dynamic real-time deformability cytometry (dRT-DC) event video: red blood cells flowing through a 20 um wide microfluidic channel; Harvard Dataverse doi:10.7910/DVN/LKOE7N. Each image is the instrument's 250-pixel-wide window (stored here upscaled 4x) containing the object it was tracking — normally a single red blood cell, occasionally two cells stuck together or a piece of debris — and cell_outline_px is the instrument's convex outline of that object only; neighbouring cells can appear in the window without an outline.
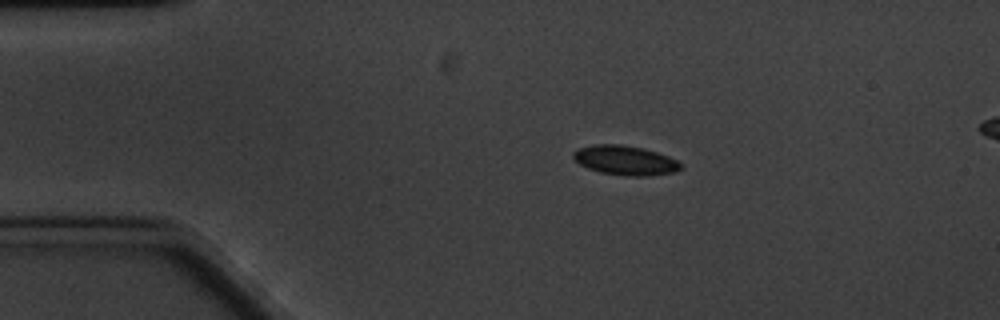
{"species": "common noctule bat (a hibernating species)", "species_latin": "Nyctalus noctula", "temperature_condition": "cold", "stored_images_in_passage": 4, "camera_frame_rate_fps": 3000, "um_per_image_px": 0.085, "animal": {"sex": "male", "body_mass_g": 20.1, "forearm_length_mm": 53.5}, "frame": {"image": 1, "passage_image": 2, "time_ms": 1.333, "image_size_px": [1000, 320], "cell_outline_px": [[684, 168], [676, 172], [644, 176], [632, 176], [600, 172], [588, 168], [580, 164], [572, 156], [572, 152], [576, 148], [596, 144], [620, 144], [644, 148], [668, 156], [676, 160]], "centroid_in_image_um": [53.13, 13.62], "position_along_channel_um": 31.9, "area_um2": 18.44}}